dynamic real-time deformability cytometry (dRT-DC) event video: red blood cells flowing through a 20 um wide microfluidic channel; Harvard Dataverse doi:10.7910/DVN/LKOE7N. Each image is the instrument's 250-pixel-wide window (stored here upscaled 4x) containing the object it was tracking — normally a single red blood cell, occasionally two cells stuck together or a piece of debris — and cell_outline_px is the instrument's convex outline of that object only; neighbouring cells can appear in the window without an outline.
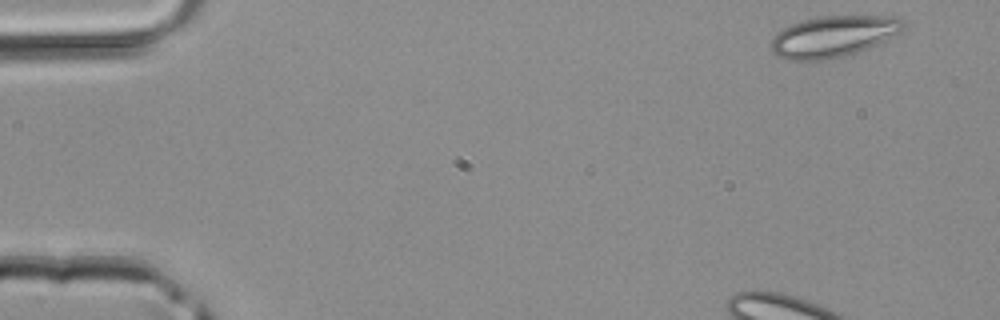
{"species": "common noctule bat (a hibernating species)", "species_latin": "Nyctalus noctula", "temperature_condition": "room temperature", "stored_images_in_passage": 4, "camera_frame_rate_fps": 3000, "um_per_image_px": 0.085, "animal": {"sex": "male", "body_mass_g": 20.4}, "frame": {"image": 1, "passage_image": 1, "time_ms": 0.0, "image_size_px": [1000, 320], "cell_outline_px": [[904, 28], [900, 32], [852, 56], [828, 60], [784, 60], [776, 56], [772, 52], [768, 44], [772, 36], [776, 32], [792, 24], [804, 20], [820, 16], [900, 16], [904, 20]], "centroid_in_image_um": [70.8, 3.12], "position_along_channel_um": 14.2, "area_um2": 32.43}}